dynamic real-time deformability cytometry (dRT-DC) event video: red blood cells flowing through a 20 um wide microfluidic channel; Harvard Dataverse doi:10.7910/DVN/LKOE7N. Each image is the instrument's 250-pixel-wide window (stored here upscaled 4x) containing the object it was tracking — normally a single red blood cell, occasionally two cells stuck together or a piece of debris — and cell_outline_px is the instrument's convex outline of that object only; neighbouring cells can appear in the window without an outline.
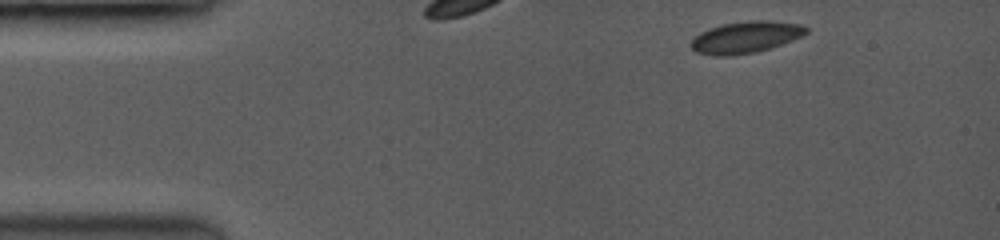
{"species": "common noctule bat (a hibernating species)", "species_latin": "Nyctalus noctula", "temperature_condition": "room temperature", "stored_images_in_passage": 4, "camera_frame_rate_fps": 3500, "um_per_image_px": 0.085, "animal": {"sex": "female", "body_mass_g": 19.0, "forearm_length_mm": 53.3}, "frame": {"image": 1, "passage_image": 1, "time_ms": 0.0, "image_size_px": [1000, 240], "cell_outline_px": [[808, 32], [800, 36], [780, 44], [768, 48], [752, 52], [724, 56], [720, 56], [696, 52], [692, 48], [692, 40], [696, 36], [712, 28], [724, 24], [752, 20], [796, 24], [808, 28]], "centroid_in_image_um": [63.36, 3.17], "position_along_channel_um": 21.6, "area_um2": 20.11}}